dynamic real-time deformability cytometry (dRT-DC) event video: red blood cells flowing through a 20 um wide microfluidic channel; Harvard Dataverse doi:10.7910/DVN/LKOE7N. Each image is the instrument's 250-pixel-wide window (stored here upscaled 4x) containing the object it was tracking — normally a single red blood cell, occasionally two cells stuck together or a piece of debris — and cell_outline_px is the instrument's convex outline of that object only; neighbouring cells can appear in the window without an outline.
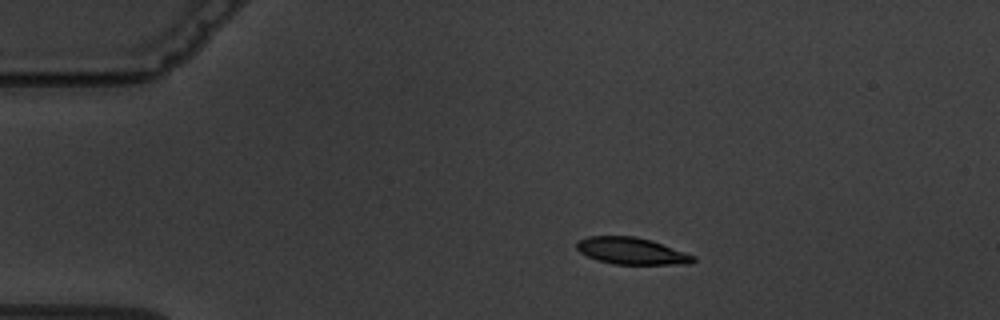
{"species": "common noctule bat (a hibernating species)", "species_latin": "Nyctalus noctula", "temperature_condition": "warm", "stored_images_in_passage": 5, "camera_frame_rate_fps": 3000, "um_per_image_px": 0.085, "animal": {"sex": "male", "body_mass_g": 19.5, "forearm_length_mm": 54.6}, "frame": {"image": 1, "passage_image": 3, "time_ms": 2.667, "image_size_px": [1000, 320], "cell_outline_px": [[696, 260], [692, 264], [616, 264], [596, 260], [580, 252], [576, 248], [576, 240], [588, 236], [636, 236], [652, 240], [696, 256]], "centroid_in_image_um": [53.69, 21.32], "position_along_channel_um": 31.3, "area_um2": 18.38}}